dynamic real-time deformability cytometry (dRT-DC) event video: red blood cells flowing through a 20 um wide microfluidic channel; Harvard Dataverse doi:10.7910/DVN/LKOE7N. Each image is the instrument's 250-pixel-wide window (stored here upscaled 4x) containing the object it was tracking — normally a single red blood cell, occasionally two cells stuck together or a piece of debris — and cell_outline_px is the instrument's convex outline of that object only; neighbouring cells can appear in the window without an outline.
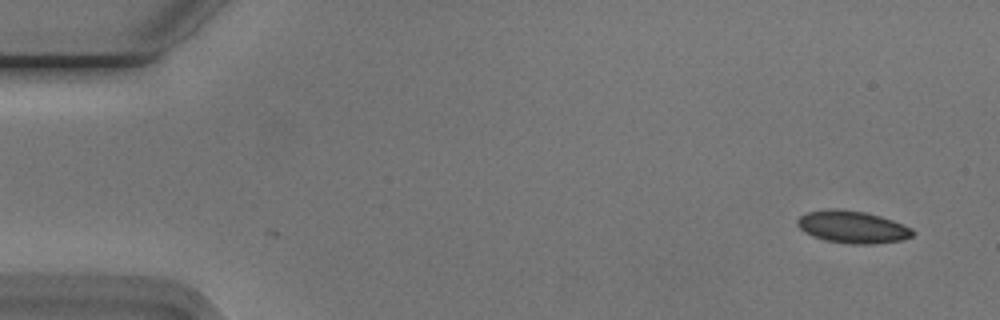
{"species": "Egyptian fruit bat (a non-hibernating species)", "species_latin": "Rousettus aegyptiacus", "temperature_condition": "cold", "stored_images_in_passage": 2, "camera_frame_rate_fps": 3000, "um_per_image_px": 0.085, "animal": {"sex": "male"}, "frame": {"image": 1, "passage_image": 2, "time_ms": 0.333, "image_size_px": [1000, 320], "cell_outline_px": [[916, 232], [912, 236], [900, 240], [872, 244], [852, 244], [824, 240], [812, 236], [804, 232], [796, 224], [796, 220], [800, 216], [808, 212], [828, 208], [832, 208], [864, 212], [880, 216], [892, 220], [912, 228]], "centroid_in_image_um": [72.43, 19.29], "position_along_channel_um": 12.6, "area_um2": 21.68}}